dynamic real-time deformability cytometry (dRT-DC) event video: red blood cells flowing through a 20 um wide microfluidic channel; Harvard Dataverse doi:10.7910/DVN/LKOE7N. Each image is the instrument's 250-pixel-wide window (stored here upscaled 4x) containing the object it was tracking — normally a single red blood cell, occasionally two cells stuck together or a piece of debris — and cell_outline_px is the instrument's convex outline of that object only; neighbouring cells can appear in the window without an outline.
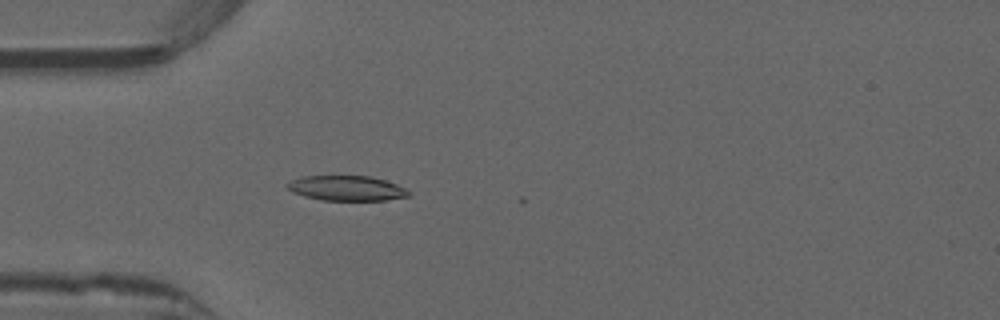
{"species": "common noctule bat (a hibernating species)", "species_latin": "Nyctalus noctula", "temperature_condition": "warm", "stored_images_in_passage": 15, "camera_frame_rate_fps": 3000, "um_per_image_px": 0.085, "animal": {"sex": "male", "forearm_length_mm": 52.5}, "frame": {"image": 1, "passage_image": 14, "time_ms": 4.333, "image_size_px": [1000, 320], "cell_outline_px": [[412, 192], [408, 196], [384, 200], [320, 200], [304, 196], [292, 192], [284, 184], [292, 180], [304, 176], [368, 176], [384, 180], [396, 184]], "centroid_in_image_um": [29.44, 16.0], "position_along_channel_um": 55.6, "area_um2": 17.57}}